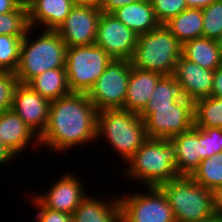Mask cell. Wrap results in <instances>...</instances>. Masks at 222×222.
I'll return each mask as SVG.
<instances>
[{
	"label": "cell",
	"instance_id": "obj_1",
	"mask_svg": "<svg viewBox=\"0 0 222 222\" xmlns=\"http://www.w3.org/2000/svg\"><path fill=\"white\" fill-rule=\"evenodd\" d=\"M97 109L87 93L71 92L51 101L48 123L39 136L40 145L62 153L96 140Z\"/></svg>",
	"mask_w": 222,
	"mask_h": 222
},
{
	"label": "cell",
	"instance_id": "obj_2",
	"mask_svg": "<svg viewBox=\"0 0 222 222\" xmlns=\"http://www.w3.org/2000/svg\"><path fill=\"white\" fill-rule=\"evenodd\" d=\"M126 176L141 181L144 187H159L178 178L177 149L169 139L148 138L126 161Z\"/></svg>",
	"mask_w": 222,
	"mask_h": 222
},
{
	"label": "cell",
	"instance_id": "obj_3",
	"mask_svg": "<svg viewBox=\"0 0 222 222\" xmlns=\"http://www.w3.org/2000/svg\"><path fill=\"white\" fill-rule=\"evenodd\" d=\"M30 27L20 48V60L15 71L19 83L27 84L39 74L56 68H65L67 46L56 30H45L30 42ZM31 38V39H30Z\"/></svg>",
	"mask_w": 222,
	"mask_h": 222
},
{
	"label": "cell",
	"instance_id": "obj_4",
	"mask_svg": "<svg viewBox=\"0 0 222 222\" xmlns=\"http://www.w3.org/2000/svg\"><path fill=\"white\" fill-rule=\"evenodd\" d=\"M102 136L124 162L148 139L144 120L137 113L124 109L97 112L96 139Z\"/></svg>",
	"mask_w": 222,
	"mask_h": 222
},
{
	"label": "cell",
	"instance_id": "obj_5",
	"mask_svg": "<svg viewBox=\"0 0 222 222\" xmlns=\"http://www.w3.org/2000/svg\"><path fill=\"white\" fill-rule=\"evenodd\" d=\"M182 44L164 25L138 35L136 48L130 59L132 67L157 72L163 76L173 75L181 56Z\"/></svg>",
	"mask_w": 222,
	"mask_h": 222
},
{
	"label": "cell",
	"instance_id": "obj_6",
	"mask_svg": "<svg viewBox=\"0 0 222 222\" xmlns=\"http://www.w3.org/2000/svg\"><path fill=\"white\" fill-rule=\"evenodd\" d=\"M159 188L166 195L176 222L201 220L215 214L213 191L204 188L190 176H179Z\"/></svg>",
	"mask_w": 222,
	"mask_h": 222
},
{
	"label": "cell",
	"instance_id": "obj_7",
	"mask_svg": "<svg viewBox=\"0 0 222 222\" xmlns=\"http://www.w3.org/2000/svg\"><path fill=\"white\" fill-rule=\"evenodd\" d=\"M112 59L96 44L67 48L65 70L70 91L88 93Z\"/></svg>",
	"mask_w": 222,
	"mask_h": 222
},
{
	"label": "cell",
	"instance_id": "obj_8",
	"mask_svg": "<svg viewBox=\"0 0 222 222\" xmlns=\"http://www.w3.org/2000/svg\"><path fill=\"white\" fill-rule=\"evenodd\" d=\"M141 118L148 138L170 139L194 127V102L181 95L171 105L151 106Z\"/></svg>",
	"mask_w": 222,
	"mask_h": 222
},
{
	"label": "cell",
	"instance_id": "obj_9",
	"mask_svg": "<svg viewBox=\"0 0 222 222\" xmlns=\"http://www.w3.org/2000/svg\"><path fill=\"white\" fill-rule=\"evenodd\" d=\"M131 63L127 59H112L104 73L89 90L88 97L97 111L124 109Z\"/></svg>",
	"mask_w": 222,
	"mask_h": 222
},
{
	"label": "cell",
	"instance_id": "obj_10",
	"mask_svg": "<svg viewBox=\"0 0 222 222\" xmlns=\"http://www.w3.org/2000/svg\"><path fill=\"white\" fill-rule=\"evenodd\" d=\"M146 191L118 197L121 222H176L164 192L159 187H147Z\"/></svg>",
	"mask_w": 222,
	"mask_h": 222
},
{
	"label": "cell",
	"instance_id": "obj_11",
	"mask_svg": "<svg viewBox=\"0 0 222 222\" xmlns=\"http://www.w3.org/2000/svg\"><path fill=\"white\" fill-rule=\"evenodd\" d=\"M138 35L113 14L101 13L95 44L114 59L130 60L136 48Z\"/></svg>",
	"mask_w": 222,
	"mask_h": 222
},
{
	"label": "cell",
	"instance_id": "obj_12",
	"mask_svg": "<svg viewBox=\"0 0 222 222\" xmlns=\"http://www.w3.org/2000/svg\"><path fill=\"white\" fill-rule=\"evenodd\" d=\"M102 11L75 4L56 30L67 48L95 44L97 25Z\"/></svg>",
	"mask_w": 222,
	"mask_h": 222
},
{
	"label": "cell",
	"instance_id": "obj_13",
	"mask_svg": "<svg viewBox=\"0 0 222 222\" xmlns=\"http://www.w3.org/2000/svg\"><path fill=\"white\" fill-rule=\"evenodd\" d=\"M50 104V100L42 97L28 84L16 85L12 109L38 137L47 126Z\"/></svg>",
	"mask_w": 222,
	"mask_h": 222
},
{
	"label": "cell",
	"instance_id": "obj_14",
	"mask_svg": "<svg viewBox=\"0 0 222 222\" xmlns=\"http://www.w3.org/2000/svg\"><path fill=\"white\" fill-rule=\"evenodd\" d=\"M214 71L202 68L182 55L173 73L181 95L193 102L211 96Z\"/></svg>",
	"mask_w": 222,
	"mask_h": 222
},
{
	"label": "cell",
	"instance_id": "obj_15",
	"mask_svg": "<svg viewBox=\"0 0 222 222\" xmlns=\"http://www.w3.org/2000/svg\"><path fill=\"white\" fill-rule=\"evenodd\" d=\"M77 176L67 173L49 188L45 194L34 195L48 209L72 215L87 196ZM85 191V192H84Z\"/></svg>",
	"mask_w": 222,
	"mask_h": 222
},
{
	"label": "cell",
	"instance_id": "obj_16",
	"mask_svg": "<svg viewBox=\"0 0 222 222\" xmlns=\"http://www.w3.org/2000/svg\"><path fill=\"white\" fill-rule=\"evenodd\" d=\"M34 140L39 145V137L13 109L0 113V141L15 157Z\"/></svg>",
	"mask_w": 222,
	"mask_h": 222
},
{
	"label": "cell",
	"instance_id": "obj_17",
	"mask_svg": "<svg viewBox=\"0 0 222 222\" xmlns=\"http://www.w3.org/2000/svg\"><path fill=\"white\" fill-rule=\"evenodd\" d=\"M163 75L131 67L124 110L139 114L147 105Z\"/></svg>",
	"mask_w": 222,
	"mask_h": 222
},
{
	"label": "cell",
	"instance_id": "obj_18",
	"mask_svg": "<svg viewBox=\"0 0 222 222\" xmlns=\"http://www.w3.org/2000/svg\"><path fill=\"white\" fill-rule=\"evenodd\" d=\"M75 0H35L28 8L30 27H45V30H57L65 21Z\"/></svg>",
	"mask_w": 222,
	"mask_h": 222
},
{
	"label": "cell",
	"instance_id": "obj_19",
	"mask_svg": "<svg viewBox=\"0 0 222 222\" xmlns=\"http://www.w3.org/2000/svg\"><path fill=\"white\" fill-rule=\"evenodd\" d=\"M169 140L177 149L176 168L178 174L190 176L201 163V128L193 127Z\"/></svg>",
	"mask_w": 222,
	"mask_h": 222
},
{
	"label": "cell",
	"instance_id": "obj_20",
	"mask_svg": "<svg viewBox=\"0 0 222 222\" xmlns=\"http://www.w3.org/2000/svg\"><path fill=\"white\" fill-rule=\"evenodd\" d=\"M72 222H121L119 198L107 202L86 196L73 212Z\"/></svg>",
	"mask_w": 222,
	"mask_h": 222
},
{
	"label": "cell",
	"instance_id": "obj_21",
	"mask_svg": "<svg viewBox=\"0 0 222 222\" xmlns=\"http://www.w3.org/2000/svg\"><path fill=\"white\" fill-rule=\"evenodd\" d=\"M112 14L137 35L145 34L160 25L155 17L152 3L146 0L125 5Z\"/></svg>",
	"mask_w": 222,
	"mask_h": 222
},
{
	"label": "cell",
	"instance_id": "obj_22",
	"mask_svg": "<svg viewBox=\"0 0 222 222\" xmlns=\"http://www.w3.org/2000/svg\"><path fill=\"white\" fill-rule=\"evenodd\" d=\"M181 55L202 68L211 71L222 65V53L216 40L206 37H199L184 42Z\"/></svg>",
	"mask_w": 222,
	"mask_h": 222
},
{
	"label": "cell",
	"instance_id": "obj_23",
	"mask_svg": "<svg viewBox=\"0 0 222 222\" xmlns=\"http://www.w3.org/2000/svg\"><path fill=\"white\" fill-rule=\"evenodd\" d=\"M27 84L50 101L71 93L65 68L49 69L31 79Z\"/></svg>",
	"mask_w": 222,
	"mask_h": 222
},
{
	"label": "cell",
	"instance_id": "obj_24",
	"mask_svg": "<svg viewBox=\"0 0 222 222\" xmlns=\"http://www.w3.org/2000/svg\"><path fill=\"white\" fill-rule=\"evenodd\" d=\"M170 32L183 44L184 42L202 37V9L187 8L164 24Z\"/></svg>",
	"mask_w": 222,
	"mask_h": 222
},
{
	"label": "cell",
	"instance_id": "obj_25",
	"mask_svg": "<svg viewBox=\"0 0 222 222\" xmlns=\"http://www.w3.org/2000/svg\"><path fill=\"white\" fill-rule=\"evenodd\" d=\"M194 127L222 128V98L209 96L194 102Z\"/></svg>",
	"mask_w": 222,
	"mask_h": 222
},
{
	"label": "cell",
	"instance_id": "obj_26",
	"mask_svg": "<svg viewBox=\"0 0 222 222\" xmlns=\"http://www.w3.org/2000/svg\"><path fill=\"white\" fill-rule=\"evenodd\" d=\"M190 177L210 191L222 187V152L203 159Z\"/></svg>",
	"mask_w": 222,
	"mask_h": 222
},
{
	"label": "cell",
	"instance_id": "obj_27",
	"mask_svg": "<svg viewBox=\"0 0 222 222\" xmlns=\"http://www.w3.org/2000/svg\"><path fill=\"white\" fill-rule=\"evenodd\" d=\"M151 95L146 107L138 114L140 117L151 106L171 105L181 96V92L175 77L173 75H166L158 81Z\"/></svg>",
	"mask_w": 222,
	"mask_h": 222
},
{
	"label": "cell",
	"instance_id": "obj_28",
	"mask_svg": "<svg viewBox=\"0 0 222 222\" xmlns=\"http://www.w3.org/2000/svg\"><path fill=\"white\" fill-rule=\"evenodd\" d=\"M24 36L0 35V71L17 70Z\"/></svg>",
	"mask_w": 222,
	"mask_h": 222
},
{
	"label": "cell",
	"instance_id": "obj_29",
	"mask_svg": "<svg viewBox=\"0 0 222 222\" xmlns=\"http://www.w3.org/2000/svg\"><path fill=\"white\" fill-rule=\"evenodd\" d=\"M29 28L27 7L0 15V35L25 36Z\"/></svg>",
	"mask_w": 222,
	"mask_h": 222
},
{
	"label": "cell",
	"instance_id": "obj_30",
	"mask_svg": "<svg viewBox=\"0 0 222 222\" xmlns=\"http://www.w3.org/2000/svg\"><path fill=\"white\" fill-rule=\"evenodd\" d=\"M202 13V37L216 40L222 33V0H216L206 8H203Z\"/></svg>",
	"mask_w": 222,
	"mask_h": 222
},
{
	"label": "cell",
	"instance_id": "obj_31",
	"mask_svg": "<svg viewBox=\"0 0 222 222\" xmlns=\"http://www.w3.org/2000/svg\"><path fill=\"white\" fill-rule=\"evenodd\" d=\"M155 17L160 24L167 23L171 18L187 9L185 0H152Z\"/></svg>",
	"mask_w": 222,
	"mask_h": 222
},
{
	"label": "cell",
	"instance_id": "obj_32",
	"mask_svg": "<svg viewBox=\"0 0 222 222\" xmlns=\"http://www.w3.org/2000/svg\"><path fill=\"white\" fill-rule=\"evenodd\" d=\"M201 161L222 152V128H201Z\"/></svg>",
	"mask_w": 222,
	"mask_h": 222
},
{
	"label": "cell",
	"instance_id": "obj_33",
	"mask_svg": "<svg viewBox=\"0 0 222 222\" xmlns=\"http://www.w3.org/2000/svg\"><path fill=\"white\" fill-rule=\"evenodd\" d=\"M18 83L15 72L0 71V113L12 109L13 93Z\"/></svg>",
	"mask_w": 222,
	"mask_h": 222
},
{
	"label": "cell",
	"instance_id": "obj_34",
	"mask_svg": "<svg viewBox=\"0 0 222 222\" xmlns=\"http://www.w3.org/2000/svg\"><path fill=\"white\" fill-rule=\"evenodd\" d=\"M30 197H32L31 202L38 209L35 215L36 222H72V215L48 209L35 196Z\"/></svg>",
	"mask_w": 222,
	"mask_h": 222
},
{
	"label": "cell",
	"instance_id": "obj_35",
	"mask_svg": "<svg viewBox=\"0 0 222 222\" xmlns=\"http://www.w3.org/2000/svg\"><path fill=\"white\" fill-rule=\"evenodd\" d=\"M136 1L138 0H105L101 11L112 14L115 10Z\"/></svg>",
	"mask_w": 222,
	"mask_h": 222
},
{
	"label": "cell",
	"instance_id": "obj_36",
	"mask_svg": "<svg viewBox=\"0 0 222 222\" xmlns=\"http://www.w3.org/2000/svg\"><path fill=\"white\" fill-rule=\"evenodd\" d=\"M211 96L222 98V65L214 70Z\"/></svg>",
	"mask_w": 222,
	"mask_h": 222
},
{
	"label": "cell",
	"instance_id": "obj_37",
	"mask_svg": "<svg viewBox=\"0 0 222 222\" xmlns=\"http://www.w3.org/2000/svg\"><path fill=\"white\" fill-rule=\"evenodd\" d=\"M22 6L18 0H0V15L10 13L14 10H19Z\"/></svg>",
	"mask_w": 222,
	"mask_h": 222
},
{
	"label": "cell",
	"instance_id": "obj_38",
	"mask_svg": "<svg viewBox=\"0 0 222 222\" xmlns=\"http://www.w3.org/2000/svg\"><path fill=\"white\" fill-rule=\"evenodd\" d=\"M214 212L222 219V187L213 191Z\"/></svg>",
	"mask_w": 222,
	"mask_h": 222
},
{
	"label": "cell",
	"instance_id": "obj_39",
	"mask_svg": "<svg viewBox=\"0 0 222 222\" xmlns=\"http://www.w3.org/2000/svg\"><path fill=\"white\" fill-rule=\"evenodd\" d=\"M216 0H185L187 8L203 9Z\"/></svg>",
	"mask_w": 222,
	"mask_h": 222
},
{
	"label": "cell",
	"instance_id": "obj_40",
	"mask_svg": "<svg viewBox=\"0 0 222 222\" xmlns=\"http://www.w3.org/2000/svg\"><path fill=\"white\" fill-rule=\"evenodd\" d=\"M105 0H75V4L97 8L102 10Z\"/></svg>",
	"mask_w": 222,
	"mask_h": 222
},
{
	"label": "cell",
	"instance_id": "obj_41",
	"mask_svg": "<svg viewBox=\"0 0 222 222\" xmlns=\"http://www.w3.org/2000/svg\"><path fill=\"white\" fill-rule=\"evenodd\" d=\"M12 158H15V156L0 141V164H3L4 162H9L10 160H12Z\"/></svg>",
	"mask_w": 222,
	"mask_h": 222
},
{
	"label": "cell",
	"instance_id": "obj_42",
	"mask_svg": "<svg viewBox=\"0 0 222 222\" xmlns=\"http://www.w3.org/2000/svg\"><path fill=\"white\" fill-rule=\"evenodd\" d=\"M191 222H222V219L218 215L214 214L213 216Z\"/></svg>",
	"mask_w": 222,
	"mask_h": 222
},
{
	"label": "cell",
	"instance_id": "obj_43",
	"mask_svg": "<svg viewBox=\"0 0 222 222\" xmlns=\"http://www.w3.org/2000/svg\"><path fill=\"white\" fill-rule=\"evenodd\" d=\"M35 0H18L21 6L28 7L30 4H32Z\"/></svg>",
	"mask_w": 222,
	"mask_h": 222
},
{
	"label": "cell",
	"instance_id": "obj_44",
	"mask_svg": "<svg viewBox=\"0 0 222 222\" xmlns=\"http://www.w3.org/2000/svg\"><path fill=\"white\" fill-rule=\"evenodd\" d=\"M217 45L222 53V33L219 35V37L216 39Z\"/></svg>",
	"mask_w": 222,
	"mask_h": 222
}]
</instances>
